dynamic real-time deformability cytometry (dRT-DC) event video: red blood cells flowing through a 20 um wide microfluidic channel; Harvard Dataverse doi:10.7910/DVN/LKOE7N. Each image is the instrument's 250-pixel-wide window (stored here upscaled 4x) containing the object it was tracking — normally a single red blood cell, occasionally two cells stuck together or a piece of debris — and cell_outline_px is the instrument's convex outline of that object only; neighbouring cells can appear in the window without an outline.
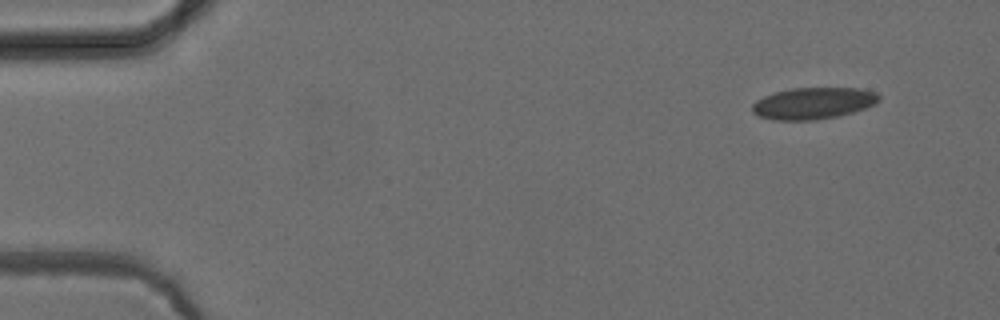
{"species": "common noctule bat (a hibernating species)", "species_latin": "Nyctalus noctula", "temperature_condition": "cold", "stored_images_in_passage": 54, "camera_frame_rate_fps": 3000, "um_per_image_px": 0.085, "animal": {"sex": "female", "body_mass_g": 24.6, "forearm_length_mm": 56.2}, "frame": {"image": 1, "passage_image": 1, "time_ms": 0.0, "image_size_px": [1000, 320], "cell_outline_px": [[880, 100], [864, 108], [852, 112], [836, 116], [816, 120], [772, 120], [760, 116], [752, 112], [752, 104], [756, 100], [764, 96], [776, 92], [792, 88], [860, 88], [876, 92], [880, 96]], "centroid_in_image_um": [69.11, 8.77], "position_along_channel_um": 15.9, "area_um2": 23.24}}
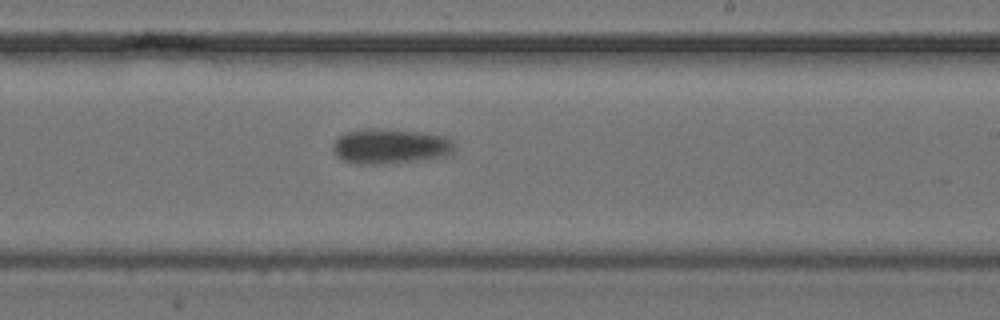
{"frame": {"image": 2, "passage_image": 31, "time_ms": 10.0, "image_size_px": [1000, 320], "cell_outline_px": [[456, 148], [448, 156], [416, 160], [380, 164], [360, 164], [344, 160], [336, 156], [332, 148], [332, 144], [344, 132], [360, 128], [388, 128], [424, 132], [444, 136], [452, 140], [456, 144]], "centroid_in_image_um": [33.18, 12.4], "position_along_channel_um": 255.8, "area_um2": 25.26}}
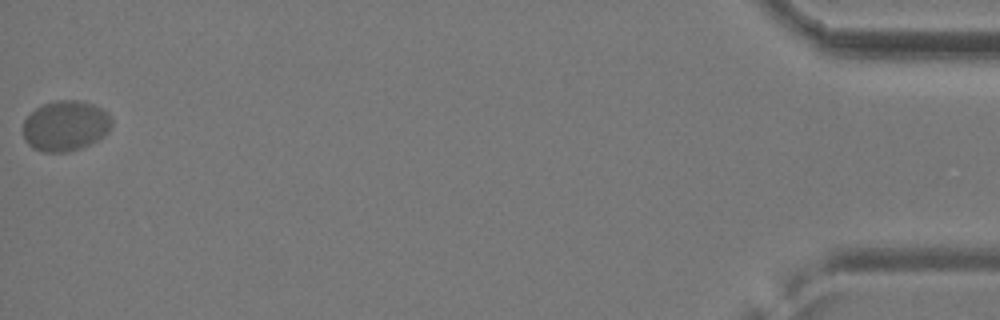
{"frame": {"image": 3, "passage_image": 54, "time_ms": 17.667, "image_size_px": [1000, 320], "cell_outline_px": [[112, 128], [100, 140], [80, 148], [68, 152], [44, 152], [32, 148], [24, 140], [24, 120], [36, 108], [44, 104], [56, 100], [76, 100], [92, 104], [108, 112], [112, 120]], "centroid_in_image_um": [5.59, 10.71], "position_along_channel_um": 429.6, "area_um2": 26.18}, "authors_computed_cell_mechanics": {"area_um2": 24.7095, "velocity_mm_per_s": 3.572, "shape_relaxation_time_tau1_ms": 1.4643, "shape_relaxation_time_tau2_ms": null, "deformation_change_tau1": 0.0519, "deformation_change_tau2": null}}